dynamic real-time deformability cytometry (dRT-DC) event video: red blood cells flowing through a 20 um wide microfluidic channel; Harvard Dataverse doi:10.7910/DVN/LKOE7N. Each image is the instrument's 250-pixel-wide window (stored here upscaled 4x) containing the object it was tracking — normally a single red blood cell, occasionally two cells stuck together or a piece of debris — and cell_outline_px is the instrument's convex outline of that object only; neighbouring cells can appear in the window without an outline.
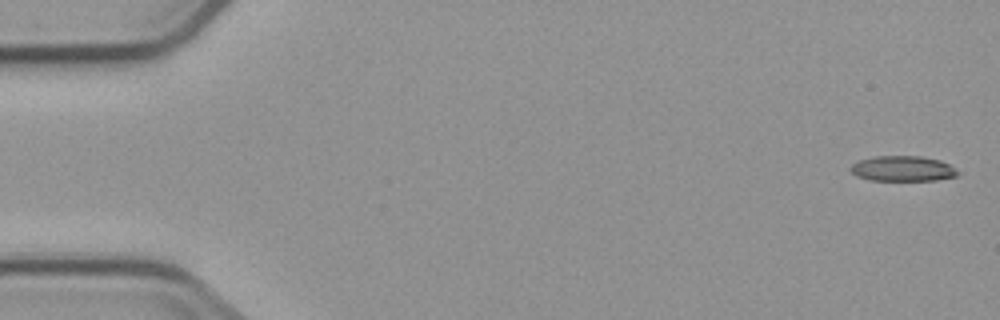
{"species": "common noctule bat (a hibernating species)", "species_latin": "Nyctalus noctula", "temperature_condition": "cold", "stored_images_in_passage": 5, "camera_frame_rate_fps": 3000, "um_per_image_px": 0.085, "animal": {"sex": "male", "body_mass_g": 23.1, "forearm_length_mm": 52.7}, "frame": {"image": 1, "passage_image": 1, "time_ms": 0.0, "image_size_px": [1000, 320], "cell_outline_px": [[960, 172], [956, 176], [936, 180], [868, 180], [856, 176], [848, 168], [852, 164], [860, 160], [872, 156], [920, 156], [940, 160], [948, 164]], "centroid_in_image_um": [76.7, 14.33], "position_along_channel_um": 8.3, "area_um2": 15.84}}
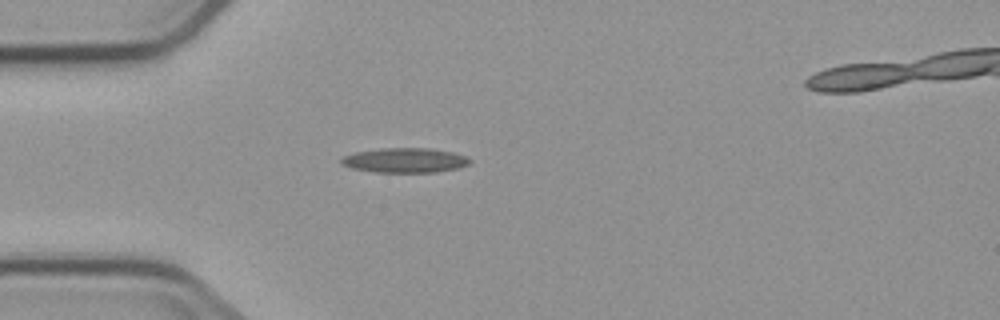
{"frame": {"image": 2, "passage_image": 5, "time_ms": 4.667, "image_size_px": [1000, 320], "cell_outline_px": [[472, 160], [468, 164], [460, 168], [436, 172], [376, 172], [352, 168], [340, 164], [340, 160], [344, 156], [356, 152], [380, 148], [428, 148], [452, 152], [464, 156]], "centroid_in_image_um": [34.41, 13.63], "position_along_channel_um": 50.6, "area_um2": 18.44}}